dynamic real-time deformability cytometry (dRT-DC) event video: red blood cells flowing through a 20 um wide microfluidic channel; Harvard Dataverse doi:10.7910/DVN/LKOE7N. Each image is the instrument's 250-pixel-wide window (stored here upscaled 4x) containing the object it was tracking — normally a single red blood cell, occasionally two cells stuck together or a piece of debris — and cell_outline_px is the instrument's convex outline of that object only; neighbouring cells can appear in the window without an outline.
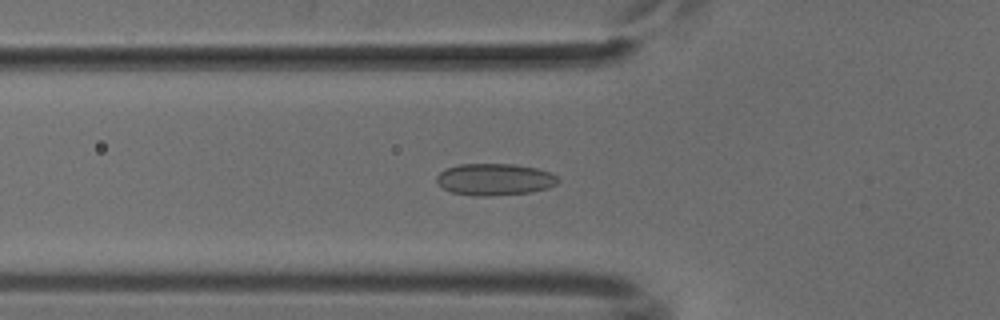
{"species": "common noctule bat (a hibernating species)", "species_latin": "Nyctalus noctula", "temperature_condition": "cold", "stored_images_in_passage": 46, "camera_frame_rate_fps": 3000, "um_per_image_px": 0.085, "animal": {"sex": "male", "body_mass_g": 18.8}, "frame": {"image": 1, "passage_image": 12, "time_ms": 3.667, "image_size_px": [1000, 320], "cell_outline_px": [[560, 180], [556, 184], [548, 188], [532, 192], [492, 196], [476, 196], [452, 192], [444, 188], [436, 180], [436, 176], [444, 168], [460, 164], [516, 164], [536, 168], [548, 172], [556, 176]], "centroid_in_image_um": [42.04, 15.25], "position_along_channel_um": 83.8, "area_um2": 22.54}}
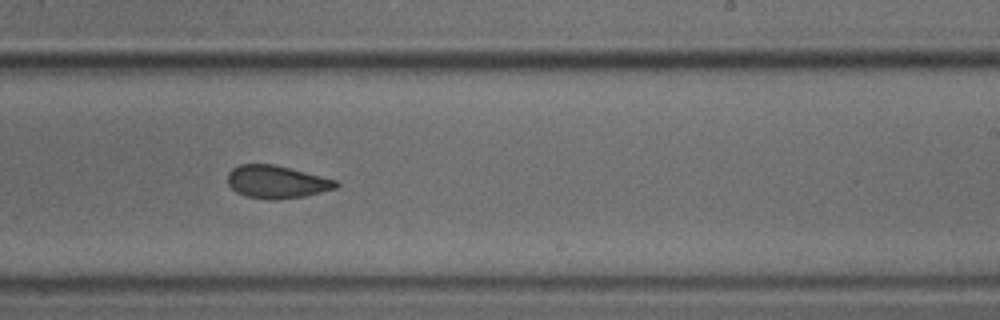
{"frame": {"image": 2, "passage_image": 26, "time_ms": 8.333, "image_size_px": [1000, 320], "cell_outline_px": [[340, 184], [336, 188], [304, 196], [276, 200], [268, 200], [244, 196], [236, 192], [228, 184], [228, 172], [232, 168], [240, 164], [272, 164], [336, 180]], "centroid_in_image_um": [23.47, 15.47], "position_along_channel_um": 265.5, "area_um2": 20.58}}
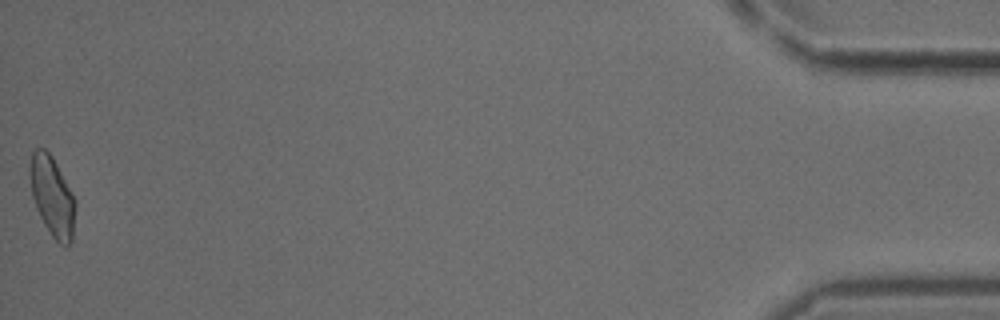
{"frame": {"image": 3, "passage_image": 46, "time_ms": 15.0, "image_size_px": [1000, 320], "cell_outline_px": [[76, 208], [72, 240], [68, 248], [64, 248], [52, 236], [44, 224], [36, 208], [32, 196], [28, 172], [28, 168], [32, 152], [36, 148], [44, 148], [52, 156], [72, 192], [76, 204]], "centroid_in_image_um": [4.44, 16.7], "position_along_channel_um": 430.8, "area_um2": 21.44}}